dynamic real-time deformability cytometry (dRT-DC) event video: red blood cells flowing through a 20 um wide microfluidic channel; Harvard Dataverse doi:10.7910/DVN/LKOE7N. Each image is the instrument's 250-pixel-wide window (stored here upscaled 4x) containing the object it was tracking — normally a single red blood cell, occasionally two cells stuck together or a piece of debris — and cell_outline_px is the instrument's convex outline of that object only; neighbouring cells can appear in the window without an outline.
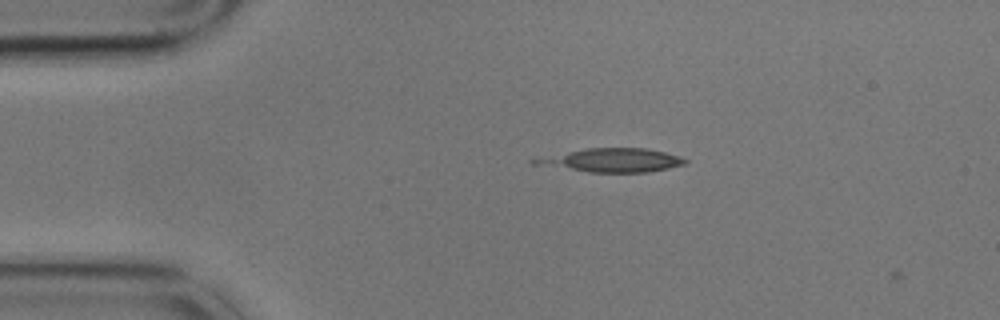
{"species": "common noctule bat (a hibernating species)", "species_latin": "Nyctalus noctula", "temperature_condition": "cold", "stored_images_in_passage": 2, "camera_frame_rate_fps": 3000, "um_per_image_px": 0.085, "animal": {"sex": "male", "body_mass_g": 17.9}, "frame": {"image": 1, "passage_image": 1, "time_ms": 0.0, "image_size_px": [1000, 320], "cell_outline_px": [[688, 164], [648, 172], [588, 172], [532, 164], [528, 160], [588, 148], [644, 148], [664, 152], [680, 156], [688, 160]], "centroid_in_image_um": [52.06, 13.63], "position_along_channel_um": 32.9, "area_um2": 20.52}}